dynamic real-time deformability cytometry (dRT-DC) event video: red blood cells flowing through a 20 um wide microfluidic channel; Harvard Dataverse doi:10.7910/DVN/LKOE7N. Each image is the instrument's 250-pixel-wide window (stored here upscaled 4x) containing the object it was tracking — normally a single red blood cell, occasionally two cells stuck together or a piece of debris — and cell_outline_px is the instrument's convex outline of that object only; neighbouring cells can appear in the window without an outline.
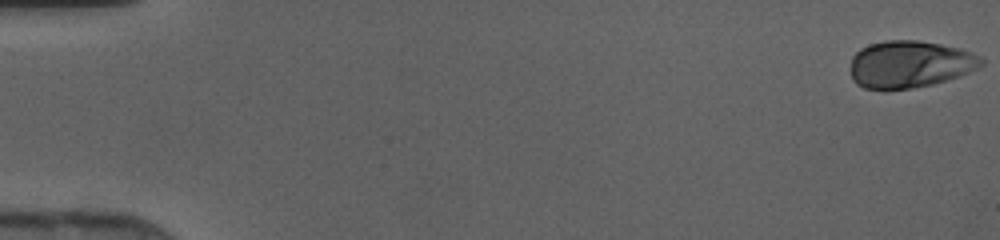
{"species": "human", "species_latin": "Homo sapiens", "temperature_condition": "cold", "stored_images_in_passage": 12, "camera_frame_rate_fps": 3000, "um_per_image_px": 0.085, "donor": {"sex": "female"}, "frame": {"image": 1, "passage_image": 1, "time_ms": 0.0, "image_size_px": [1000, 240], "cell_outline_px": [[984, 64], [968, 72], [932, 84], [912, 88], [864, 88], [856, 84], [852, 80], [852, 56], [860, 48], [868, 44], [884, 40], [916, 40], [940, 44], [960, 48], [972, 52], [980, 56], [984, 60]], "centroid_in_image_um": [77.32, 5.43], "position_along_channel_um": 7.7, "area_um2": 35.6}}
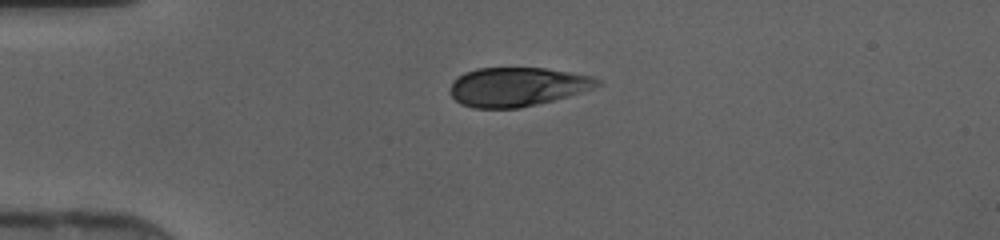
{"frame": {"image": 2, "passage_image": 12, "time_ms": 3.667, "image_size_px": [1000, 240], "cell_outline_px": [[604, 84], [568, 96], [520, 108], [476, 108], [460, 104], [448, 92], [452, 80], [464, 72], [476, 68], [544, 68], [592, 76], [604, 80]], "centroid_in_image_um": [43.95, 7.37], "position_along_channel_um": 41.1, "area_um2": 33.58}}